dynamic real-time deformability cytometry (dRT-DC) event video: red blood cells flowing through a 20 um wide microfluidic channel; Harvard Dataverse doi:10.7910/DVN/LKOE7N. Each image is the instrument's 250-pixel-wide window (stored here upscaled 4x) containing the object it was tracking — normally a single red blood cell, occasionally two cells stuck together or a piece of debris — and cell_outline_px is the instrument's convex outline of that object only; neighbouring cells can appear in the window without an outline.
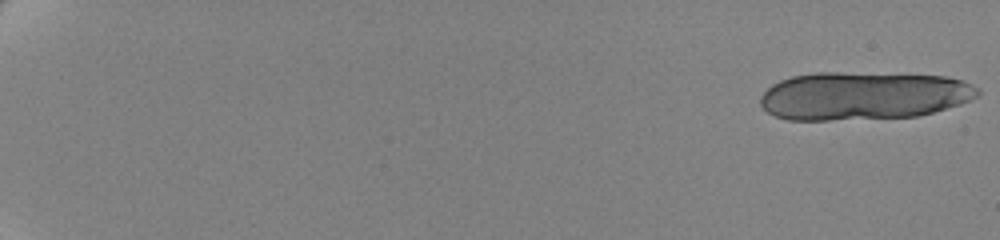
{"species": "human", "species_latin": "Homo sapiens", "temperature_condition": "cold", "stored_images_in_passage": 25, "camera_frame_rate_fps": 3000, "um_per_image_px": 0.085, "donor": {"sex": "female"}, "frame": {"image": 1, "passage_image": 1, "time_ms": 0.0, "image_size_px": [1000, 240], "cell_outline_px": [[980, 92], [976, 96], [960, 104], [932, 112], [916, 116], [828, 120], [788, 120], [776, 116], [768, 112], [760, 104], [760, 96], [772, 84], [780, 80], [792, 76], [816, 72], [836, 72], [944, 76], [964, 80], [972, 84]], "centroid_in_image_um": [73.34, 8.13], "position_along_channel_um": 11.7, "area_um2": 60.69}}